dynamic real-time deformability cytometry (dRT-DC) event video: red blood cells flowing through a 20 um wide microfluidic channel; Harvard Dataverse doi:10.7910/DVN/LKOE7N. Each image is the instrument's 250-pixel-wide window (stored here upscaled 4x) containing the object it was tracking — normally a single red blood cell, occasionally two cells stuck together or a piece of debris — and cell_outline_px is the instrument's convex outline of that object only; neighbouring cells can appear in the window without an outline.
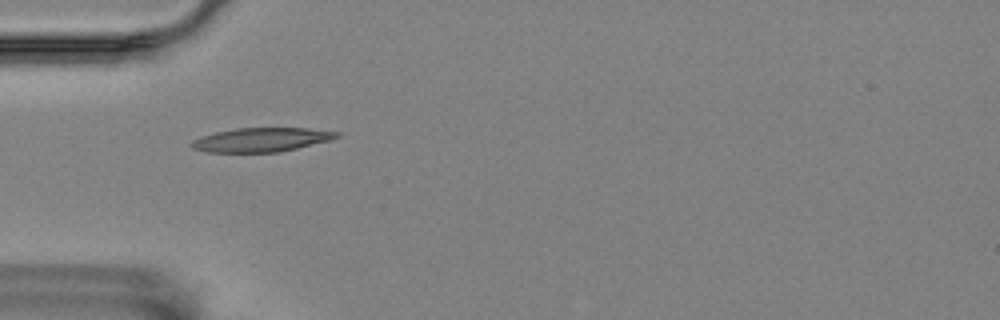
{"species": "Egyptian fruit bat (a non-hibernating species)", "species_latin": "Rousettus aegyptiacus", "temperature_condition": "room temperature", "stored_images_in_passage": 11, "camera_frame_rate_fps": 3000, "um_per_image_px": 0.085, "animal": {"sex": "female"}, "frame": {"image": 1, "passage_image": 1, "time_ms": 0.0, "image_size_px": [1000, 320], "cell_outline_px": [[340, 136], [328, 140], [280, 152], [208, 152], [192, 148], [188, 144], [192, 140], [200, 136], [216, 132], [236, 128], [308, 128], [340, 132]], "centroid_in_image_um": [22.16, 11.87], "position_along_channel_um": 62.8, "area_um2": 20.23}}
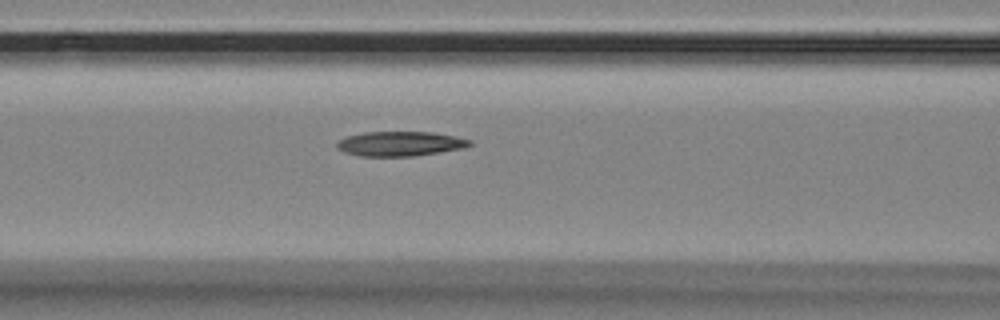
{"frame": {"image": 2, "passage_image": 7, "time_ms": 2.0, "image_size_px": [1000, 320], "cell_outline_px": [[472, 144], [464, 148], [440, 152], [412, 156], [360, 156], [344, 152], [336, 148], [336, 140], [348, 136], [364, 132], [432, 132], [472, 140]], "centroid_in_image_um": [33.97, 12.22], "position_along_channel_um": 132.6, "area_um2": 19.07}}
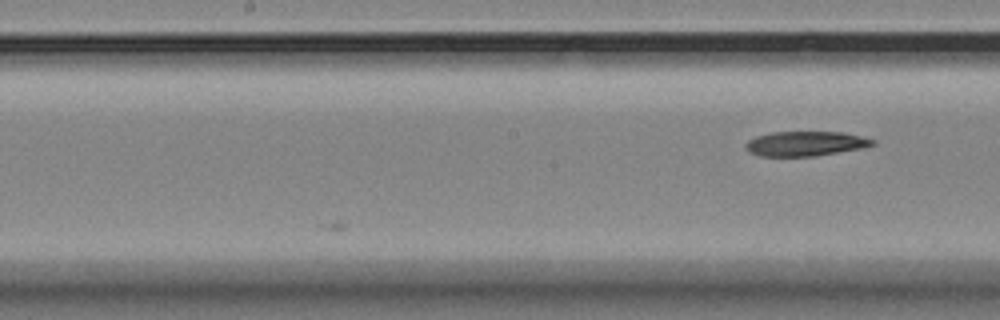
{"frame": {"image": 3, "passage_image": 11, "time_ms": 3.333, "image_size_px": [1000, 320], "cell_outline_px": [[876, 144], [864, 148], [816, 156], [760, 156], [744, 148], [744, 144], [748, 140], [756, 136], [772, 132], [844, 132], [876, 140]], "centroid_in_image_um": [68.49, 12.21], "position_along_channel_um": 179.7, "area_um2": 18.38}}